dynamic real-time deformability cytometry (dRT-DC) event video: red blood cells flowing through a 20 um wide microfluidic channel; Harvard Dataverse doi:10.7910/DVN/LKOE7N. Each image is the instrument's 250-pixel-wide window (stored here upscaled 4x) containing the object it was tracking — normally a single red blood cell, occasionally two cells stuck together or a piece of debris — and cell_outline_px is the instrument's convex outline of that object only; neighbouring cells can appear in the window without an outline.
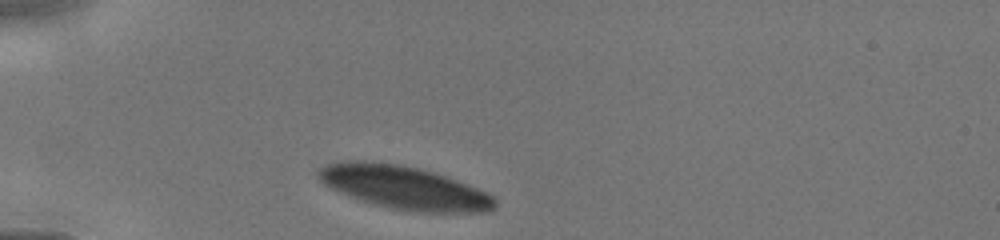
{"species": "human", "species_latin": "Homo sapiens", "temperature_condition": "cold", "stored_images_in_passage": 3, "camera_frame_rate_fps": 3000, "um_per_image_px": 0.085, "donor": {"sex": "male"}, "frame": {"image": 1, "passage_image": 1, "time_ms": 0.0, "image_size_px": [1000, 240], "cell_outline_px": [[496, 204], [488, 212], [420, 212], [392, 208], [372, 204], [348, 196], [324, 184], [316, 176], [316, 172], [320, 168], [328, 164], [348, 160], [364, 160], [400, 164], [432, 172], [456, 180], [476, 188], [492, 196], [496, 200]], "centroid_in_image_um": [34.29, 15.94], "position_along_channel_um": 50.7, "area_um2": 44.04}}